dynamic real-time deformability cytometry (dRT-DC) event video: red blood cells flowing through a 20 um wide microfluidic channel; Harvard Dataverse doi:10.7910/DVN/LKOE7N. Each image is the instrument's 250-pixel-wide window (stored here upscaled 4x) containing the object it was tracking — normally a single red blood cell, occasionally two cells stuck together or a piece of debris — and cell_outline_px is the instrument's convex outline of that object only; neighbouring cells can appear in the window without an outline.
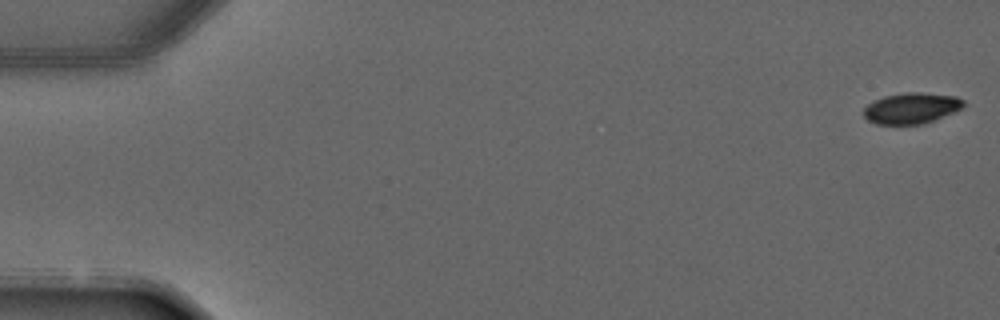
{"species": "common noctule bat (a hibernating species)", "species_latin": "Nyctalus noctula", "temperature_condition": "warm", "stored_images_in_passage": 5, "camera_frame_rate_fps": 3000, "um_per_image_px": 0.085, "animal": {"sex": "male", "forearm_length_mm": 52.5}, "frame": {"image": 1, "passage_image": 1, "time_ms": 0.0, "image_size_px": [1000, 320], "cell_outline_px": [[964, 104], [960, 108], [952, 112], [924, 124], [876, 124], [868, 120], [864, 116], [864, 108], [868, 104], [884, 96], [904, 92], [920, 92], [956, 96], [964, 100]], "centroid_in_image_um": [77.45, 9.19], "position_along_channel_um": 7.5, "area_um2": 17.8}}
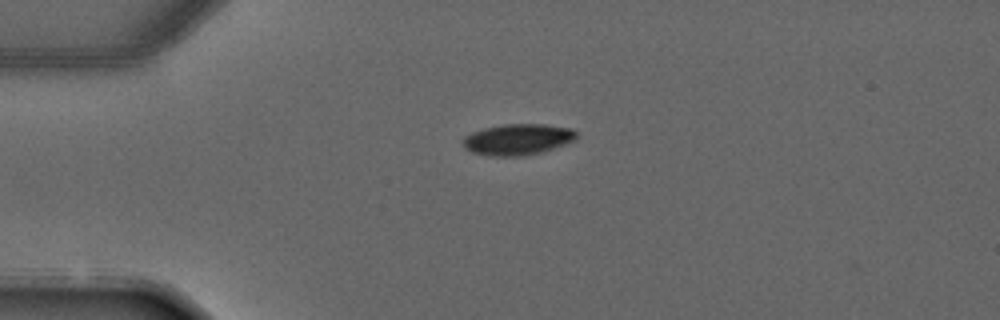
{"frame": {"image": 2, "passage_image": 4, "time_ms": 3.333, "image_size_px": [1000, 320], "cell_outline_px": [[576, 140], [540, 152], [524, 156], [488, 156], [472, 152], [464, 148], [464, 136], [472, 132], [484, 128], [504, 124], [544, 124], [572, 128], [576, 132]], "centroid_in_image_um": [44.0, 11.85], "position_along_channel_um": 41.0, "area_um2": 20.52}}
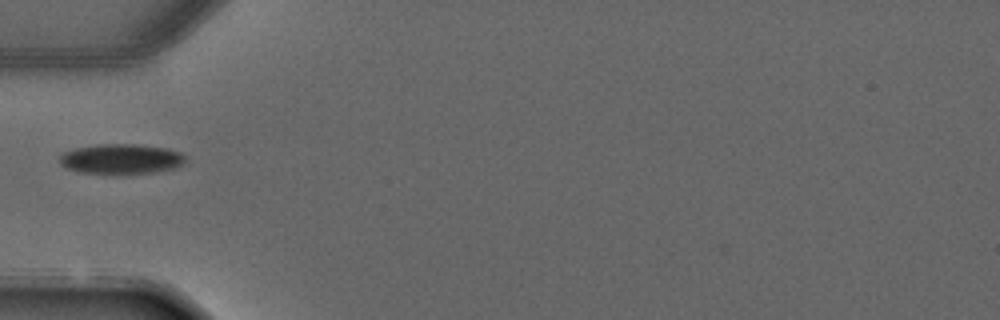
{"frame": {"image": 3, "passage_image": 5, "time_ms": 4.667, "image_size_px": [1000, 320], "cell_outline_px": [[184, 164], [176, 168], [156, 172], [80, 172], [64, 168], [60, 164], [60, 156], [64, 152], [76, 148], [96, 144], [136, 144], [168, 148], [180, 152], [184, 156]], "centroid_in_image_um": [10.31, 13.48], "position_along_channel_um": 74.7, "area_um2": 21.68}}